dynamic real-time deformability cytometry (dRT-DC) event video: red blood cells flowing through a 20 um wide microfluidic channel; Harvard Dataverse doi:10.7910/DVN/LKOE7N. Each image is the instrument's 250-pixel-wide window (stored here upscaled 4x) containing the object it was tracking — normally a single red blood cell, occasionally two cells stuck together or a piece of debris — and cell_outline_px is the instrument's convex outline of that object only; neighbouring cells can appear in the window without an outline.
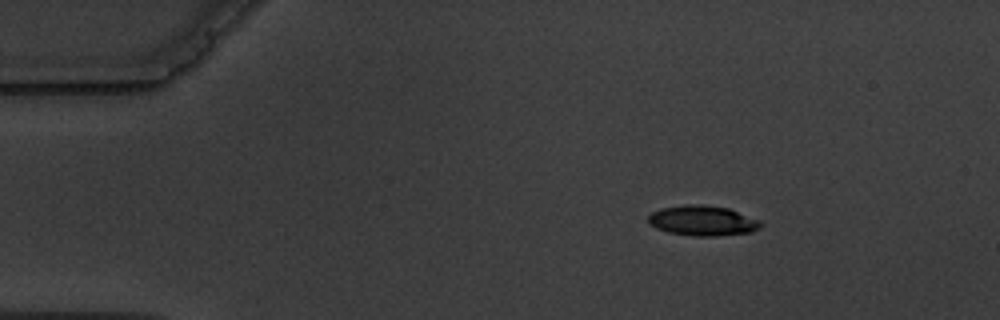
{"species": "common noctule bat (a hibernating species)", "species_latin": "Nyctalus noctula", "temperature_condition": "warm", "stored_images_in_passage": 4, "camera_frame_rate_fps": 3000, "um_per_image_px": 0.085, "animal": {"sex": "male", "body_mass_g": 19.5, "forearm_length_mm": 54.6}, "frame": {"image": 1, "passage_image": 1, "time_ms": 0.0, "image_size_px": [1000, 320], "cell_outline_px": [[764, 224], [760, 228], [752, 232], [716, 236], [696, 236], [668, 232], [656, 228], [648, 220], [648, 216], [652, 212], [660, 208], [688, 204], [704, 204], [728, 208], [760, 220]], "centroid_in_image_um": [59.75, 18.75], "position_along_channel_um": 25.2, "area_um2": 19.83}}
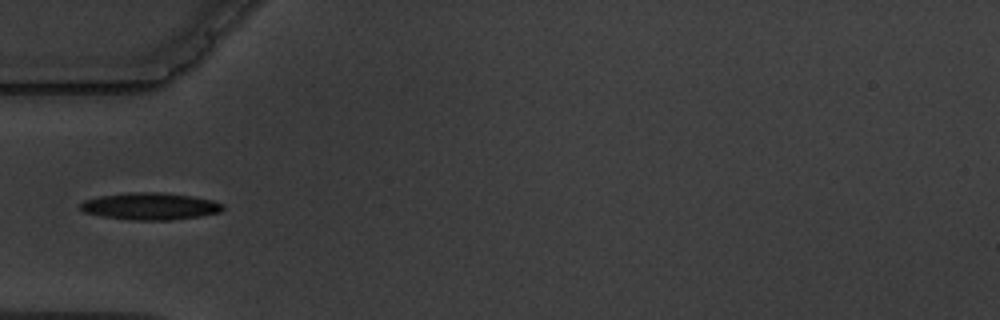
{"frame": {"image": 2, "passage_image": 4, "time_ms": 3.333, "image_size_px": [1000, 320], "cell_outline_px": [[224, 208], [220, 212], [200, 216], [172, 220], [132, 220], [104, 216], [84, 212], [80, 208], [80, 204], [84, 200], [100, 196], [128, 192], [164, 192], [192, 196], [212, 200], [224, 204]], "centroid_in_image_um": [12.79, 17.52], "position_along_channel_um": 72.2, "area_um2": 22.48}}